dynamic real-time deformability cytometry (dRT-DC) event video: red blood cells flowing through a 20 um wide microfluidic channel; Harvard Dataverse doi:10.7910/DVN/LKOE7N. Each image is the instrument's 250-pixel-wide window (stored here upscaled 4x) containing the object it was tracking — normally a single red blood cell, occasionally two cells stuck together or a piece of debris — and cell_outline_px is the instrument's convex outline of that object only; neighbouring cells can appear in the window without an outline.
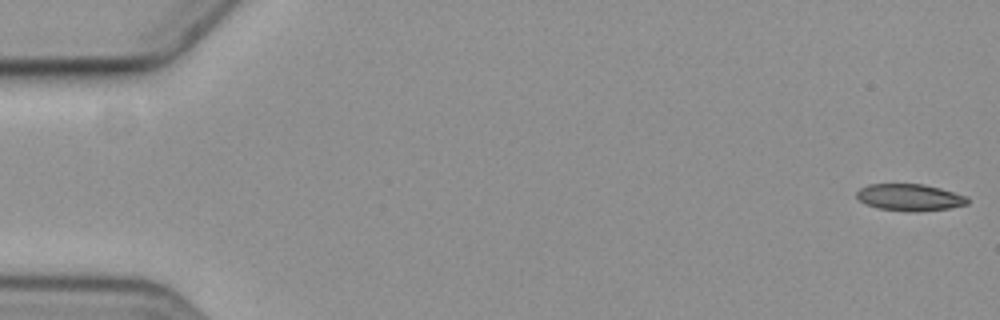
{"species": "common noctule bat (a hibernating species)", "species_latin": "Nyctalus noctula", "temperature_condition": "cold", "stored_images_in_passage": 6, "camera_frame_rate_fps": 3000, "um_per_image_px": 0.085, "animal": {"sex": "female", "body_mass_g": 19.3, "forearm_length_mm": 54.1}, "frame": {"image": 1, "passage_image": 1, "time_ms": 0.0, "image_size_px": [1000, 320], "cell_outline_px": [[968, 204], [948, 208], [880, 208], [868, 204], [860, 200], [856, 196], [856, 192], [860, 188], [868, 184], [924, 184], [940, 188], [968, 196]], "centroid_in_image_um": [77.33, 16.7], "position_along_channel_um": 7.7, "area_um2": 16.18}}
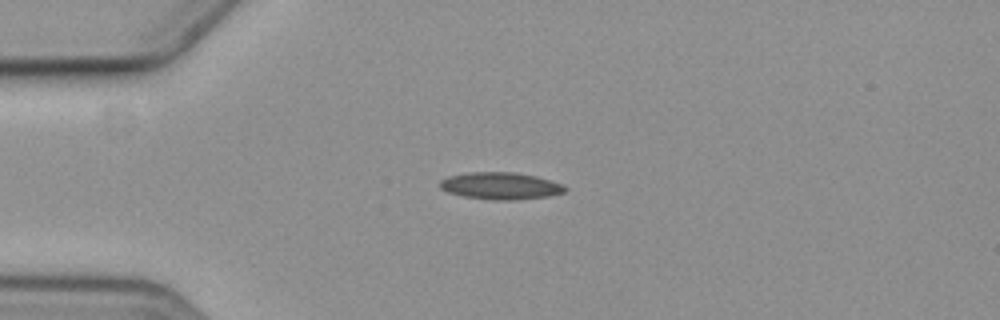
{"frame": {"image": 2, "passage_image": 5, "time_ms": 4.667, "image_size_px": [1000, 320], "cell_outline_px": [[568, 188], [564, 192], [548, 196], [516, 200], [492, 200], [464, 196], [448, 192], [440, 188], [440, 180], [448, 176], [468, 172], [516, 172], [536, 176], [560, 184]], "centroid_in_image_um": [42.52, 15.79], "position_along_channel_um": 42.5, "area_um2": 19.65}}